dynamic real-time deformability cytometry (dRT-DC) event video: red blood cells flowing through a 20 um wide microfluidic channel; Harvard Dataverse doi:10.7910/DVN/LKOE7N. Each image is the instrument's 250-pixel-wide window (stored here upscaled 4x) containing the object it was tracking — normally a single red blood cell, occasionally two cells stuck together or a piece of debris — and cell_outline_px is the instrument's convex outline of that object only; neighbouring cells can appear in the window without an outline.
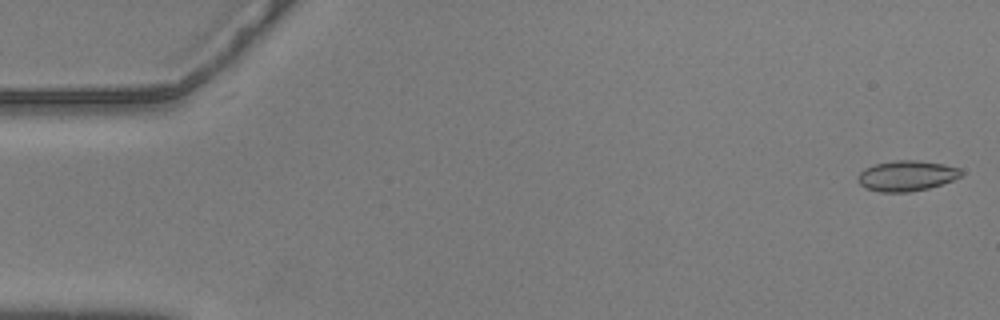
{"species": "common noctule bat (a hibernating species)", "species_latin": "Nyctalus noctula", "temperature_condition": "warm", "stored_images_in_passage": 56, "camera_frame_rate_fps": 3000, "um_per_image_px": 0.085, "animal": {"sex": "male", "body_mass_g": 20.5, "forearm_length_mm": 52.5}, "frame": {"image": 1, "passage_image": 1, "time_ms": 0.0, "image_size_px": [1000, 320], "cell_outline_px": [[964, 172], [960, 176], [952, 180], [928, 188], [908, 192], [880, 192], [864, 188], [856, 180], [856, 176], [864, 168], [876, 164], [896, 160], [916, 160], [944, 164], [960, 168]], "centroid_in_image_um": [77.03, 14.94], "position_along_channel_um": 8.0, "area_um2": 18.38}}
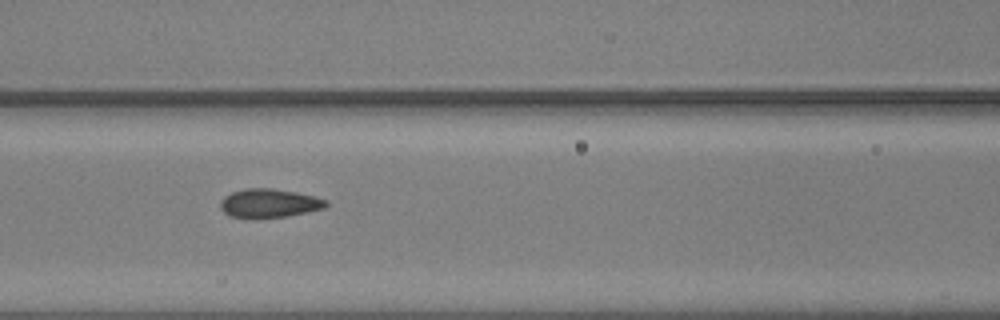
{"frame": {"image": 2, "passage_image": 24, "time_ms": 7.667, "image_size_px": [1000, 320], "cell_outline_px": [[328, 204], [324, 208], [308, 212], [288, 216], [256, 220], [244, 220], [228, 216], [220, 208], [220, 200], [224, 196], [232, 192], [244, 188], [272, 188], [296, 192], [328, 200]], "centroid_in_image_um": [22.81, 17.31], "position_along_channel_um": 143.8, "area_um2": 18.38}}
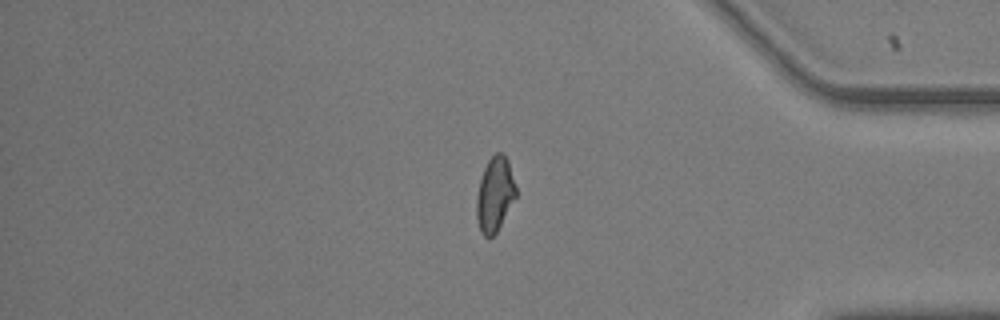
{"frame": {"image": 3, "passage_image": 47, "time_ms": 15.333, "image_size_px": [1000, 320], "cell_outline_px": [[516, 196], [496, 232], [488, 240], [480, 232], [476, 216], [476, 196], [480, 180], [484, 168], [488, 160], [496, 152], [504, 152], [508, 160], [516, 184]], "centroid_in_image_um": [42.05, 16.51], "position_along_channel_um": 393.1, "area_um2": 17.22}, "authors_computed_cell_mechanics": {"area_um2": 17.5423, "velocity_mm_per_s": 3.5841, "shape_relaxation_time_tau1_ms": 3.6478, "shape_relaxation_time_tau2_ms": 1.2712, "deformation_change_tau1": 0.0966, "deformation_change_tau2": 0.0585}}